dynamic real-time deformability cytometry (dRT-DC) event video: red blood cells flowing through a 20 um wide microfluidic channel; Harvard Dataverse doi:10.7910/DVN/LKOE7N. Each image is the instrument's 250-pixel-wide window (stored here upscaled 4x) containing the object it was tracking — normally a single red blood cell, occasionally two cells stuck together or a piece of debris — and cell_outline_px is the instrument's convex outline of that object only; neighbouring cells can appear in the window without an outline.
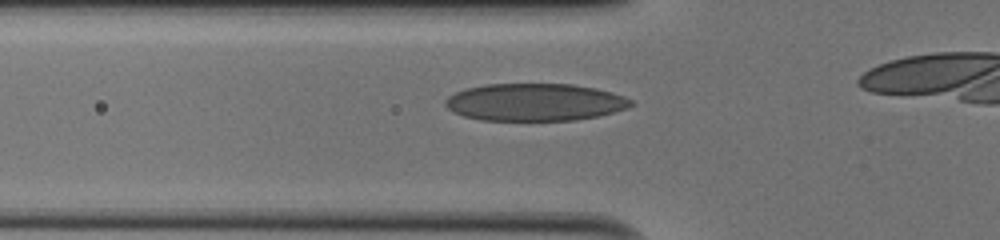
{"species": "human", "species_latin": "Homo sapiens", "temperature_condition": "cold", "stored_images_in_passage": 10, "camera_frame_rate_fps": 3000, "um_per_image_px": 0.085, "donor": {"sex": "male"}, "frame": {"image": 1, "passage_image": 5, "time_ms": 1.333, "image_size_px": [1000, 240], "cell_outline_px": [[636, 104], [628, 108], [596, 116], [576, 120], [480, 120], [464, 116], [452, 112], [444, 104], [444, 100], [448, 96], [464, 88], [484, 84], [572, 84], [596, 88], [612, 92], [624, 96], [632, 100]], "centroid_in_image_um": [45.45, 8.68], "position_along_channel_um": 80.4, "area_um2": 40.69}}
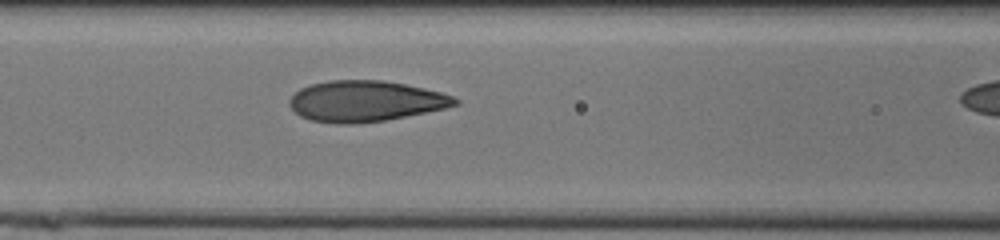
{"frame": {"image": 2, "passage_image": 9, "time_ms": 2.667, "image_size_px": [1000, 240], "cell_outline_px": [[460, 104], [444, 108], [384, 120], [352, 124], [336, 124], [312, 120], [300, 116], [288, 104], [288, 100], [300, 88], [312, 84], [328, 80], [384, 80], [424, 88], [440, 92], [452, 96], [460, 100]], "centroid_in_image_um": [31.04, 8.59], "position_along_channel_um": 135.6, "area_um2": 39.19}}